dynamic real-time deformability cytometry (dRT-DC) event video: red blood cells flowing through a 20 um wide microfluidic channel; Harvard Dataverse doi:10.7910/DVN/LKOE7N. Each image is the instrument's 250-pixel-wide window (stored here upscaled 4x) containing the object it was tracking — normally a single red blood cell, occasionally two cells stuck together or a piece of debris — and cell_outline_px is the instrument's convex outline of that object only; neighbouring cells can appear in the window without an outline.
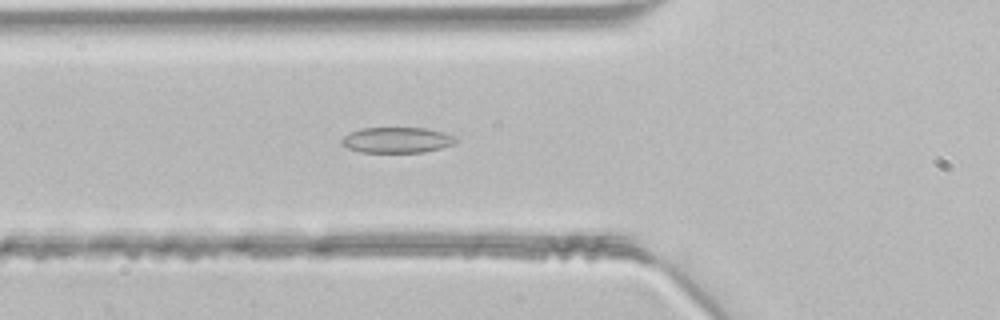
{"species": "common noctule bat (a hibernating species)", "species_latin": "Nyctalus noctula", "temperature_condition": "room temperature", "stored_images_in_passage": 36, "camera_frame_rate_fps": 3000, "um_per_image_px": 0.085, "animal": {"sex": "male", "body_mass_g": 21.5, "forearm_length_mm": 52.0}, "frame": {"image": 1, "passage_image": 7, "time_ms": 2.0, "image_size_px": [1000, 320], "cell_outline_px": [[460, 140], [456, 144], [424, 152], [360, 152], [348, 148], [340, 144], [340, 140], [344, 136], [360, 128], [424, 128], [444, 132], [456, 136]], "centroid_in_image_um": [33.78, 11.9], "position_along_channel_um": 92.0, "area_um2": 17.22}}
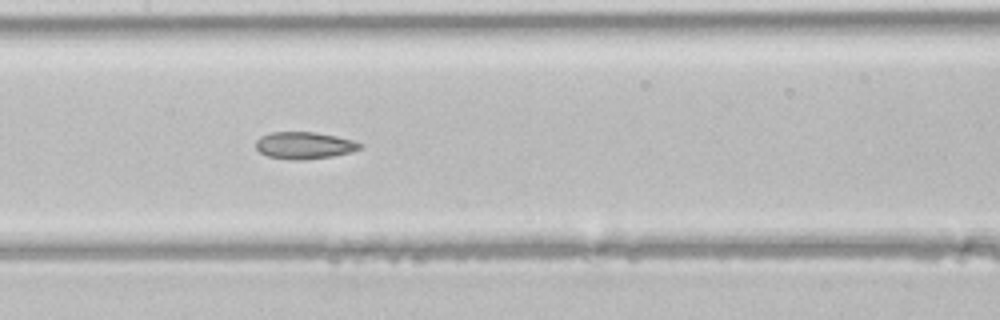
{"frame": {"image": 2, "passage_image": 13, "time_ms": 4.0, "image_size_px": [1000, 320], "cell_outline_px": [[364, 144], [360, 148], [352, 152], [332, 156], [304, 160], [292, 160], [268, 156], [260, 152], [256, 148], [256, 140], [260, 136], [268, 132], [316, 132], [336, 136], [352, 140]], "centroid_in_image_um": [25.86, 12.35], "position_along_channel_um": 181.5, "area_um2": 16.47}}
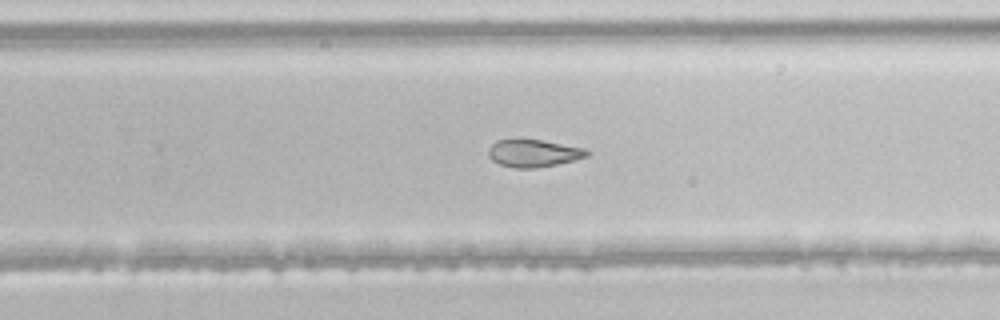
{"frame": {"image": 3, "passage_image": 20, "time_ms": 6.333, "image_size_px": [1000, 320], "cell_outline_px": [[592, 152], [588, 156], [556, 164], [536, 168], [512, 168], [500, 164], [492, 160], [488, 156], [488, 148], [496, 140], [516, 136], [520, 136], [584, 148]], "centroid_in_image_um": [45.28, 12.97], "position_along_channel_um": 284.5, "area_um2": 16.36}}